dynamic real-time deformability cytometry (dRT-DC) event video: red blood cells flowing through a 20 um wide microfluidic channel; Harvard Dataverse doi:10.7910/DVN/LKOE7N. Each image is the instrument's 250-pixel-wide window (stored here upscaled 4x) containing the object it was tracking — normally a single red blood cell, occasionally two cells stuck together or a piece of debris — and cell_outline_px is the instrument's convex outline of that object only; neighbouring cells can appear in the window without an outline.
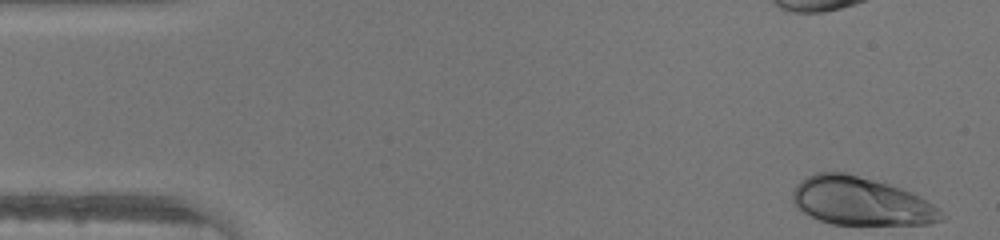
{"species": "human", "species_latin": "Homo sapiens", "temperature_condition": "warm", "stored_images_in_passage": 18, "camera_frame_rate_fps": 3000, "um_per_image_px": 0.085, "donor": {"sex": "male"}, "frame": {"image": 1, "passage_image": 1, "time_ms": 0.0, "image_size_px": [1000, 240], "cell_outline_px": [[948, 216], [944, 220], [928, 224], [832, 224], [820, 220], [804, 212], [792, 200], [792, 192], [796, 184], [800, 180], [816, 172], [848, 172], [888, 184], [912, 192], [932, 204]], "centroid_in_image_um": [73.2, 17.1], "position_along_channel_um": 11.8, "area_um2": 41.67}}